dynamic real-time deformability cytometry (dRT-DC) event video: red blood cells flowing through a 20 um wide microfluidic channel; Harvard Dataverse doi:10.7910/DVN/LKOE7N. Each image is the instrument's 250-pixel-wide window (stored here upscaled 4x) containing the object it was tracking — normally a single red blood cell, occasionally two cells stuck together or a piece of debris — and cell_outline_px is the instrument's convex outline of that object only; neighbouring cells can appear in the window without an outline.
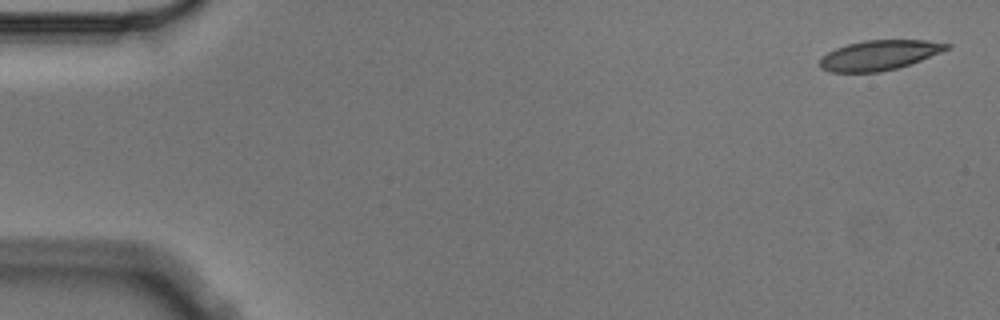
{"species": "Egyptian fruit bat (a non-hibernating species)", "species_latin": "Rousettus aegyptiacus", "temperature_condition": "cold", "stored_images_in_passage": 3, "camera_frame_rate_fps": 3000, "um_per_image_px": 0.085, "animal": {"sex": "male"}, "frame": {"image": 1, "passage_image": 1, "time_ms": 0.0, "image_size_px": [1000, 320], "cell_outline_px": [[952, 48], [920, 60], [896, 68], [880, 72], [832, 72], [820, 68], [820, 60], [828, 52], [836, 48], [848, 44], [864, 40], [928, 40], [952, 44]], "centroid_in_image_um": [74.77, 4.68], "position_along_channel_um": 10.2, "area_um2": 21.96}}